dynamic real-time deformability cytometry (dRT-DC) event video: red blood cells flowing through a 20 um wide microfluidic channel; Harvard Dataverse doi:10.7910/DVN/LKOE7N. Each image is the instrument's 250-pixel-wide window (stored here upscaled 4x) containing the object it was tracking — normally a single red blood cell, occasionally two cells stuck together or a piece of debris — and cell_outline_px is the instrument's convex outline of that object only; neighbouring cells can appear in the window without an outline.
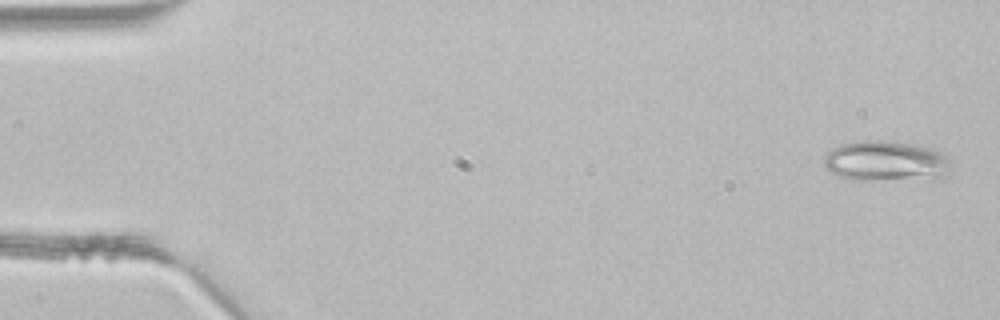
{"species": "common noctule bat (a hibernating species)", "species_latin": "Nyctalus noctula", "temperature_condition": "room temperature", "stored_images_in_passage": 5, "camera_frame_rate_fps": 3000, "um_per_image_px": 0.085, "animal": {"sex": "male", "body_mass_g": 21.5, "forearm_length_mm": 52.0}, "frame": {"image": 1, "passage_image": 1, "time_ms": 0.0, "image_size_px": [1000, 320], "cell_outline_px": [[952, 168], [940, 180], [852, 180], [840, 176], [824, 168], [824, 156], [832, 148], [840, 144], [860, 140], [884, 140], [912, 144], [928, 148], [940, 152], [948, 160]], "centroid_in_image_um": [75.31, 13.72], "position_along_channel_um": 9.7, "area_um2": 30.46}}